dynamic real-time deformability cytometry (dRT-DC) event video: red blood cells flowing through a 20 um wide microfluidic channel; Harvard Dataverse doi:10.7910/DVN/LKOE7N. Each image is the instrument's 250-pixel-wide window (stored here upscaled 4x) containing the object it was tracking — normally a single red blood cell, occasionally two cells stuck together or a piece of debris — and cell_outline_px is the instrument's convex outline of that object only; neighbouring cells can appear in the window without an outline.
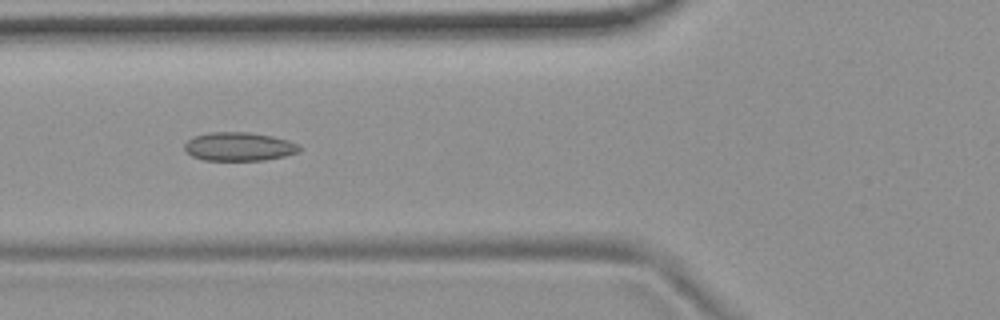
{"species": "common noctule bat (a hibernating species)", "species_latin": "Nyctalus noctula", "temperature_condition": "room temperature", "stored_images_in_passage": 43, "camera_frame_rate_fps": 3000, "um_per_image_px": 0.085, "animal": {"sex": "female", "body_mass_g": 19.9}, "frame": {"image": 1, "passage_image": 9, "time_ms": 2.667, "image_size_px": [1000, 320], "cell_outline_px": [[300, 152], [284, 156], [264, 160], [204, 160], [192, 156], [184, 152], [184, 144], [192, 136], [208, 132], [248, 132], [272, 136], [288, 140], [300, 144]], "centroid_in_image_um": [20.29, 12.45], "position_along_channel_um": 105.5, "area_um2": 19.36}}
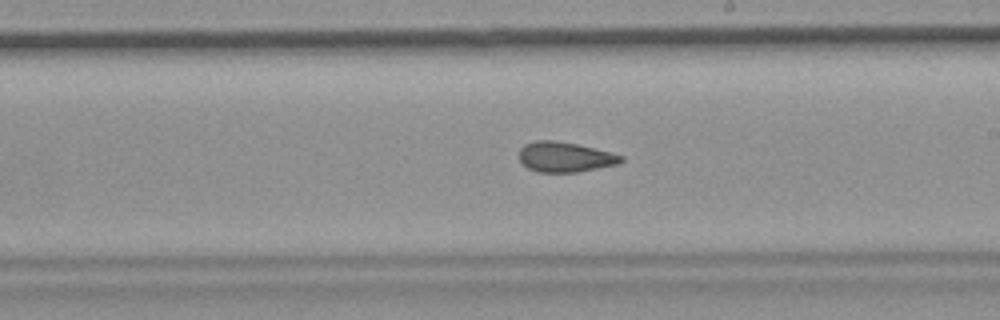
{"frame": {"image": 2, "passage_image": 20, "time_ms": 6.333, "image_size_px": [1000, 320], "cell_outline_px": [[624, 160], [616, 164], [576, 172], [536, 172], [528, 168], [520, 160], [520, 148], [524, 144], [536, 140], [552, 140], [576, 144], [624, 156]], "centroid_in_image_um": [47.98, 13.34], "position_along_channel_um": 241.0, "area_um2": 17.57}}
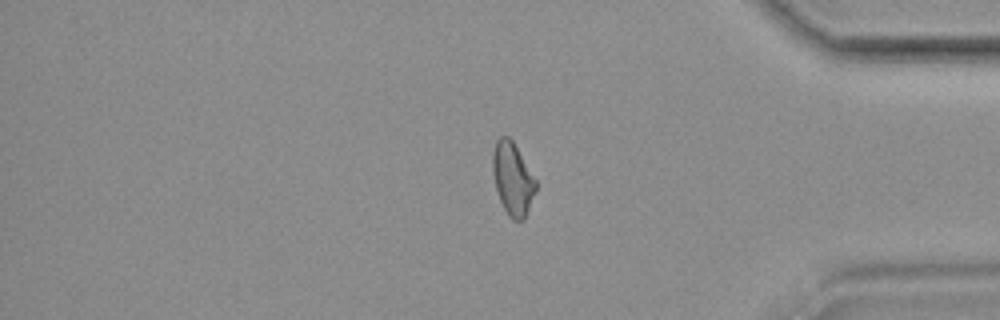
{"frame": {"image": 3, "passage_image": 34, "time_ms": 11.0, "image_size_px": [1000, 320], "cell_outline_px": [[536, 188], [524, 220], [512, 220], [508, 216], [500, 200], [496, 188], [492, 172], [492, 152], [496, 140], [500, 136], [508, 136], [512, 140], [536, 180]], "centroid_in_image_um": [43.55, 15.18], "position_along_channel_um": 391.7, "area_um2": 18.09}, "authors_computed_cell_mechanics": {"area_um2": 18.2648, "velocity_mm_per_s": 3.7042, "shape_relaxation_time_tau1_ms": null, "shape_relaxation_time_tau2_ms": 2.9089, "deformation_change_tau1": null, "deformation_change_tau2": 0.0927}}